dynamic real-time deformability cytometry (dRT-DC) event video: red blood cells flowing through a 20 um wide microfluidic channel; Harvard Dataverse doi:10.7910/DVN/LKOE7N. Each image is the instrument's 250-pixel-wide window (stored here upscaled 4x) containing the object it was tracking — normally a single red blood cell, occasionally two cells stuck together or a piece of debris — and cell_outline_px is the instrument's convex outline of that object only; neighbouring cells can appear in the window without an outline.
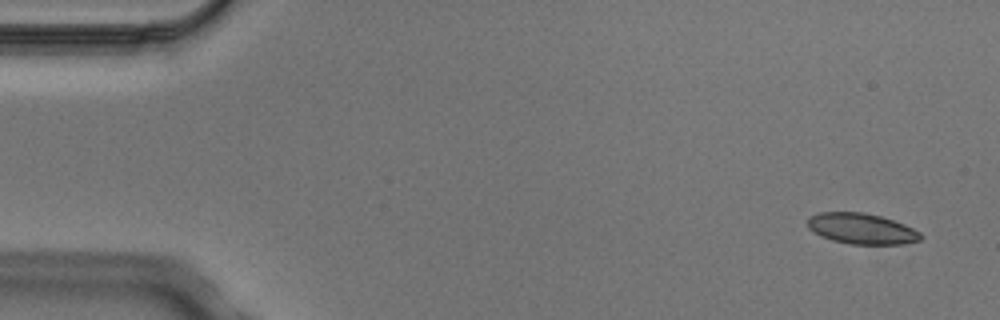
{"species": "Egyptian fruit bat (a non-hibernating species)", "species_latin": "Rousettus aegyptiacus", "temperature_condition": "cold", "stored_images_in_passage": 7, "camera_frame_rate_fps": 3000, "um_per_image_px": 0.085, "animal": {"sex": "male"}, "frame": {"image": 1, "passage_image": 1, "time_ms": 0.0, "image_size_px": [1000, 320], "cell_outline_px": [[924, 236], [920, 240], [900, 244], [848, 244], [832, 240], [820, 236], [808, 228], [808, 216], [820, 212], [864, 212], [880, 216], [904, 224], [920, 232]], "centroid_in_image_um": [73.21, 19.43], "position_along_channel_um": 11.8, "area_um2": 20.29}}
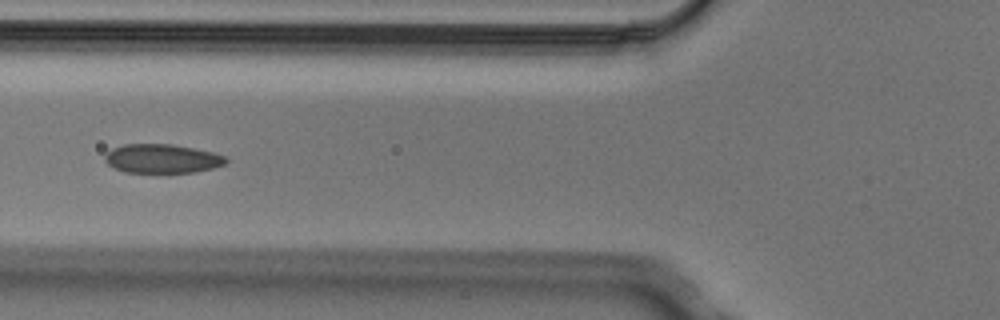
{"frame": {"image": 2, "passage_image": 5, "time_ms": 1.333, "image_size_px": [1000, 320], "cell_outline_px": [[228, 160], [224, 164], [212, 168], [196, 172], [124, 172], [112, 168], [104, 160], [104, 156], [112, 148], [124, 144], [172, 144], [212, 152], [228, 156]], "centroid_in_image_um": [13.76, 13.48], "position_along_channel_um": 112.0, "area_um2": 20.46}}
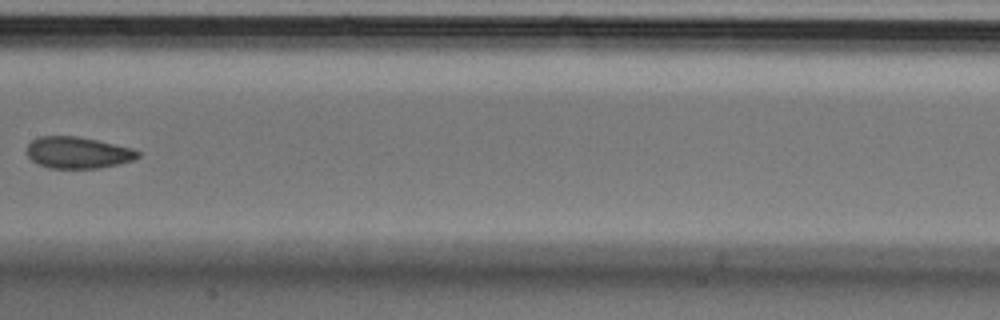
{"frame": {"image": 3, "passage_image": 7, "time_ms": 2.0, "image_size_px": [1000, 320], "cell_outline_px": [[140, 156], [132, 160], [100, 168], [48, 168], [36, 164], [28, 156], [28, 144], [32, 140], [40, 136], [80, 136], [132, 148], [140, 152]], "centroid_in_image_um": [6.6, 12.97], "position_along_channel_um": 200.8, "area_um2": 20.4}}